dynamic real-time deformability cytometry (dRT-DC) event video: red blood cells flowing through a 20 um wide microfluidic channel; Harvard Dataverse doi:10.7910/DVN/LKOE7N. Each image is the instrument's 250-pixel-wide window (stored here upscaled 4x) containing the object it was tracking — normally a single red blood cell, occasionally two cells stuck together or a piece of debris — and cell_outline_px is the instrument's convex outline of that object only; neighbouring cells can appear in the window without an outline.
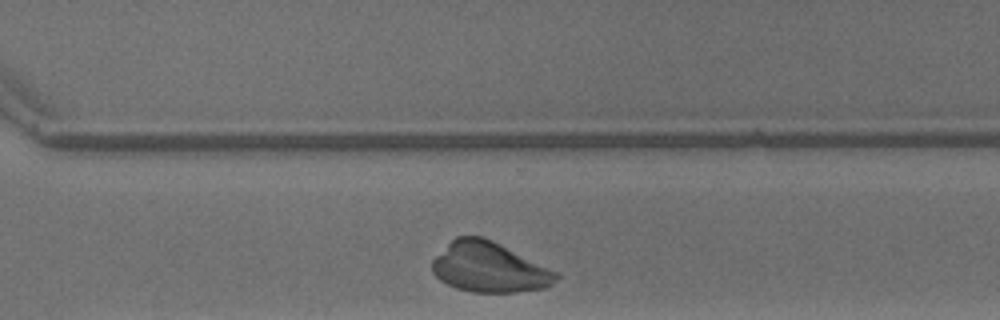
{"species": "common noctule bat (a hibernating species)", "species_latin": "Nyctalus noctula", "temperature_condition": "warm", "stored_images_in_passage": 24, "camera_frame_rate_fps": 3000, "um_per_image_px": 0.085, "animal": {"sex": "male", "body_mass_g": 13.3}, "frame": {"image": 1, "passage_image": 21, "time_ms": 6.667, "image_size_px": [1000, 320], "cell_outline_px": [[560, 276], [552, 284], [544, 288], [516, 292], [472, 292], [456, 288], [440, 280], [432, 272], [432, 260], [456, 236], [484, 236], [560, 272]], "centroid_in_image_um": [41.62, 22.72], "position_along_channel_um": 329.0, "area_um2": 36.3}}
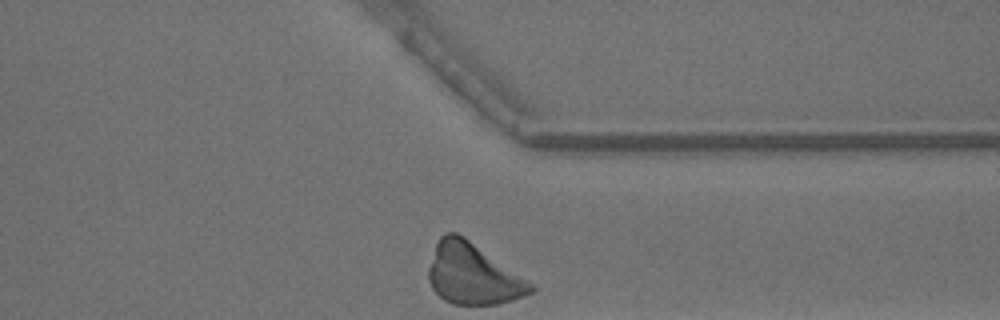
{"frame": {"image": 2, "passage_image": 24, "time_ms": 7.667, "image_size_px": [1000, 320], "cell_outline_px": [[536, 292], [500, 304], [452, 304], [444, 300], [432, 288], [428, 280], [428, 268], [436, 244], [440, 236], [444, 232], [456, 232], [464, 236], [528, 280], [536, 288]], "centroid_in_image_um": [40.19, 23.29], "position_along_channel_um": 371.2, "area_um2": 36.24}}